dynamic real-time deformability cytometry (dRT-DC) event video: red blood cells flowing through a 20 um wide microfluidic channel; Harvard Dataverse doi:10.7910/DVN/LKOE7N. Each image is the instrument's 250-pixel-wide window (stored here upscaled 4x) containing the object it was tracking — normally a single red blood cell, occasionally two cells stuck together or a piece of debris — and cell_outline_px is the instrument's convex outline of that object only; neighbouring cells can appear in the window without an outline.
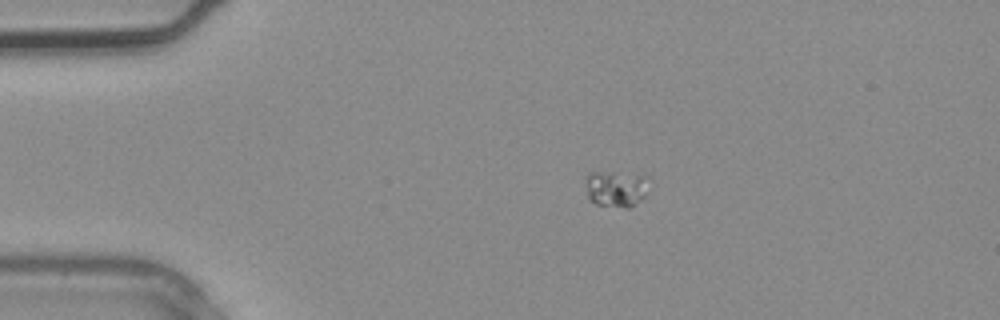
{"species": "common noctule bat (a hibernating species)", "species_latin": "Nyctalus noctula", "temperature_condition": "warm", "stored_images_in_passage": 2, "camera_frame_rate_fps": 3000, "um_per_image_px": 0.085, "animal": {"sex": "male", "body_mass_g": 20.4}, "frame": {"image": 1, "passage_image": 1, "time_ms": 0.0, "image_size_px": [1000, 320], "cell_outline_px": [[648, 176], [644, 196], [640, 200], [628, 208], [624, 208], [596, 204], [588, 196], [584, 176], [588, 172], [644, 172]], "centroid_in_image_um": [52.37, 15.98], "position_along_channel_um": 32.6, "area_um2": 13.76}}